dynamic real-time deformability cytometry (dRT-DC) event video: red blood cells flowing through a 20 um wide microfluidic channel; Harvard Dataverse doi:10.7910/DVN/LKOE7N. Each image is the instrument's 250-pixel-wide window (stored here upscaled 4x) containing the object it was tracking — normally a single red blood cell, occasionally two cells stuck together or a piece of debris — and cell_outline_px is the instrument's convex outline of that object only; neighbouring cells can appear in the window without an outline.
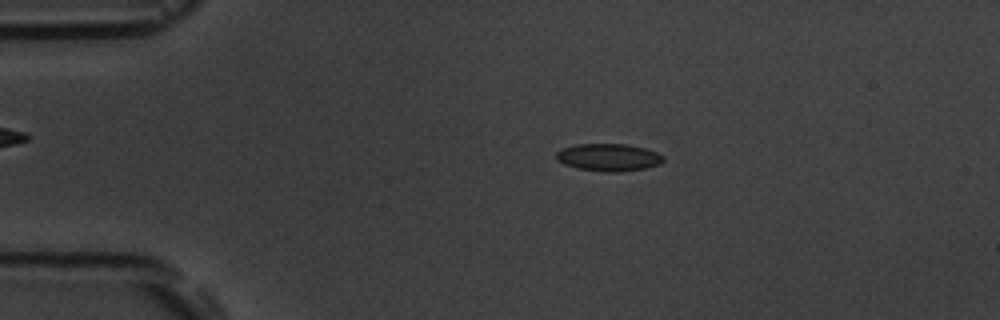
{"species": "common noctule bat (a hibernating species)", "species_latin": "Nyctalus noctula", "temperature_condition": "room temperature", "stored_images_in_passage": 4, "camera_frame_rate_fps": 3000, "um_per_image_px": 0.085, "animal": {"sex": "male", "body_mass_g": 19.5, "forearm_length_mm": 54.6}, "frame": {"image": 1, "passage_image": 2, "time_ms": 2.0, "image_size_px": [1000, 320], "cell_outline_px": [[664, 160], [660, 164], [644, 168], [616, 172], [604, 172], [576, 168], [564, 164], [556, 160], [556, 152], [560, 148], [576, 144], [624, 144], [644, 148], [656, 152], [664, 156]], "centroid_in_image_um": [51.68, 13.37], "position_along_channel_um": 33.3, "area_um2": 17.17}}
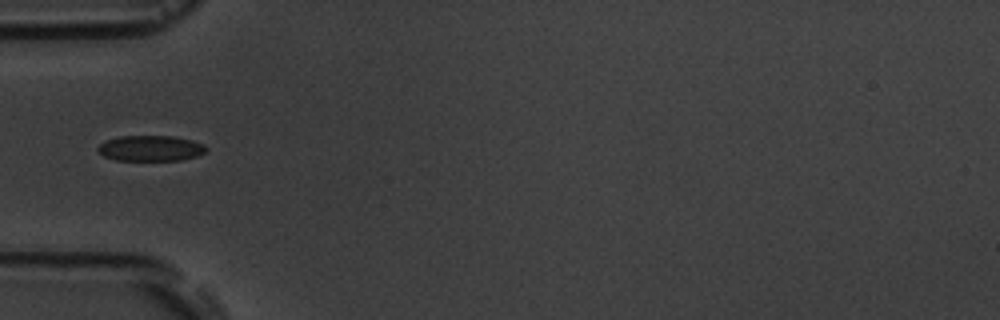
{"frame": {"image": 2, "passage_image": 4, "time_ms": 4.333, "image_size_px": [1000, 320], "cell_outline_px": [[208, 148], [204, 152], [196, 156], [180, 160], [116, 160], [104, 156], [96, 148], [100, 144], [108, 140], [120, 136], [176, 136], [192, 140], [204, 144]], "centroid_in_image_um": [12.83, 12.6], "position_along_channel_um": 72.2, "area_um2": 16.07}}